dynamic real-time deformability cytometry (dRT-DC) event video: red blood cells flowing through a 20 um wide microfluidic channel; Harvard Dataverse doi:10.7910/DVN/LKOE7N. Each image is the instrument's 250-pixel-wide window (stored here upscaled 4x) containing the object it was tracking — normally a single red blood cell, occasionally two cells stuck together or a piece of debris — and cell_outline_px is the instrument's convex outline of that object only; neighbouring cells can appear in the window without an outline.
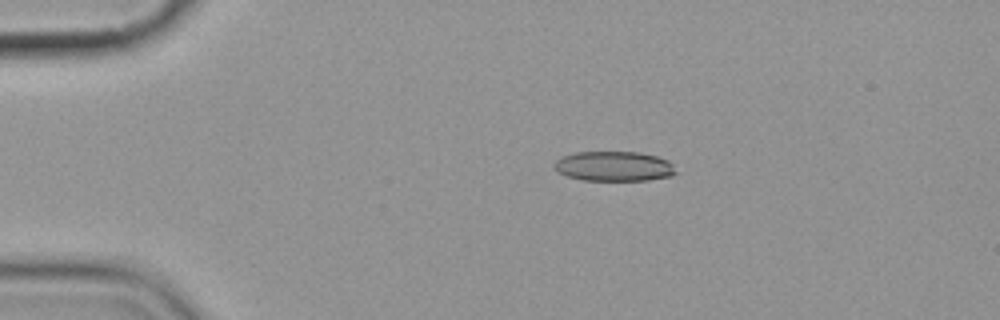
{"species": "common noctule bat (a hibernating species)", "species_latin": "Nyctalus noctula", "temperature_condition": "cold", "stored_images_in_passage": 5, "camera_frame_rate_fps": 3000, "um_per_image_px": 0.085, "animal": {"sex": "female", "body_mass_g": 19.9}, "frame": {"image": 1, "passage_image": 1, "time_ms": 0.0, "image_size_px": [1000, 320], "cell_outline_px": [[680, 172], [672, 176], [648, 180], [584, 180], [568, 176], [556, 172], [552, 168], [552, 164], [560, 156], [576, 152], [640, 152], [656, 156], [668, 160]], "centroid_in_image_um": [52.18, 14.13], "position_along_channel_um": 32.8, "area_um2": 21.5}}
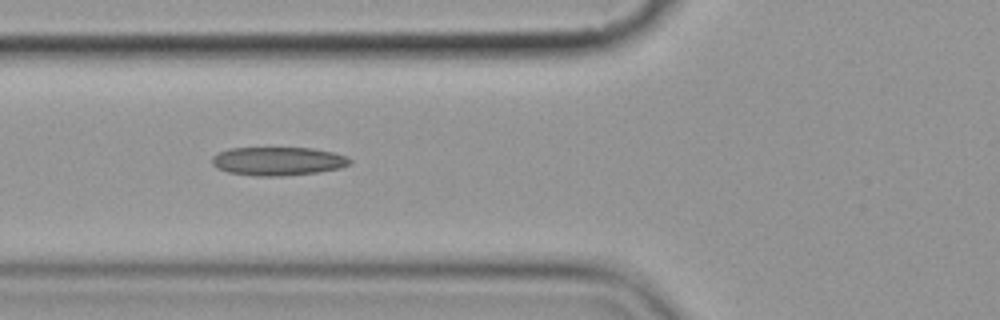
{"frame": {"image": 2, "passage_image": 4, "time_ms": 3.333, "image_size_px": [1000, 320], "cell_outline_px": [[352, 164], [340, 168], [320, 172], [280, 176], [260, 176], [228, 172], [216, 168], [212, 164], [212, 156], [228, 148], [312, 148], [332, 152], [348, 156], [352, 160]], "centroid_in_image_um": [23.66, 13.7], "position_along_channel_um": 102.1, "area_um2": 23.0}}
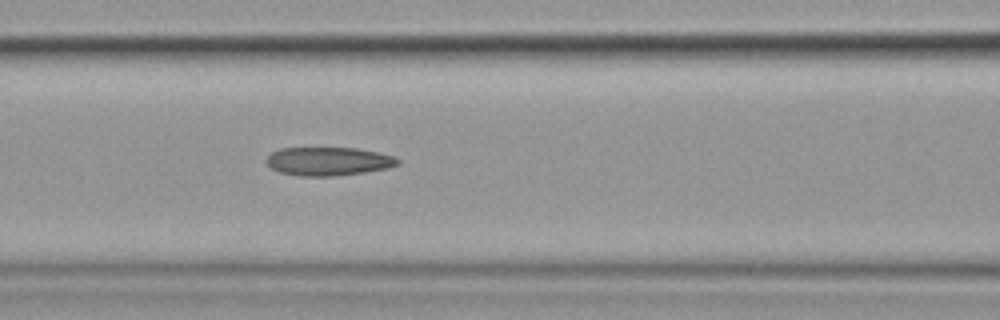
{"frame": {"image": 3, "passage_image": 5, "time_ms": 4.333, "image_size_px": [1000, 320], "cell_outline_px": [[400, 164], [388, 168], [364, 172], [336, 176], [296, 176], [280, 172], [272, 168], [264, 160], [272, 152], [280, 148], [356, 148], [376, 152], [392, 156], [400, 160]], "centroid_in_image_um": [27.89, 13.72], "position_along_channel_um": 138.7, "area_um2": 21.79}}